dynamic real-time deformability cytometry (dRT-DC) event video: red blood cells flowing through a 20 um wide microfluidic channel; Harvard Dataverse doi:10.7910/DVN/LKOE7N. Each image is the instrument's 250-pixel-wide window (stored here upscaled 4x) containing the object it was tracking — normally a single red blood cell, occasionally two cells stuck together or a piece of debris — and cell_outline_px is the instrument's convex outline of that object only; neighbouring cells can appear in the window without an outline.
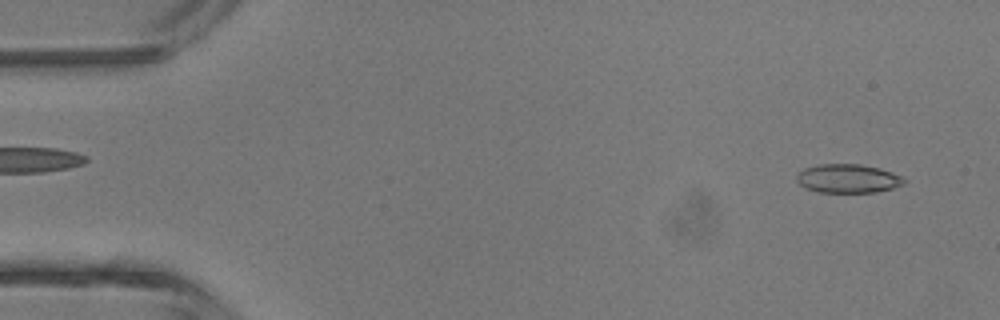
{"species": "common noctule bat (a hibernating species)", "species_latin": "Nyctalus noctula", "temperature_condition": "room temperature", "stored_images_in_passage": 44, "camera_frame_rate_fps": 3000, "um_per_image_px": 0.085, "animal": {"sex": "male", "body_mass_g": 13.3}, "frame": {"image": 1, "passage_image": 2, "time_ms": 0.333, "image_size_px": [1000, 320], "cell_outline_px": [[908, 180], [904, 184], [892, 188], [876, 192], [820, 192], [808, 188], [800, 184], [796, 180], [796, 176], [804, 168], [820, 164], [860, 164], [880, 168], [892, 172]], "centroid_in_image_um": [72.11, 15.17], "position_along_channel_um": 12.9, "area_um2": 17.92}}
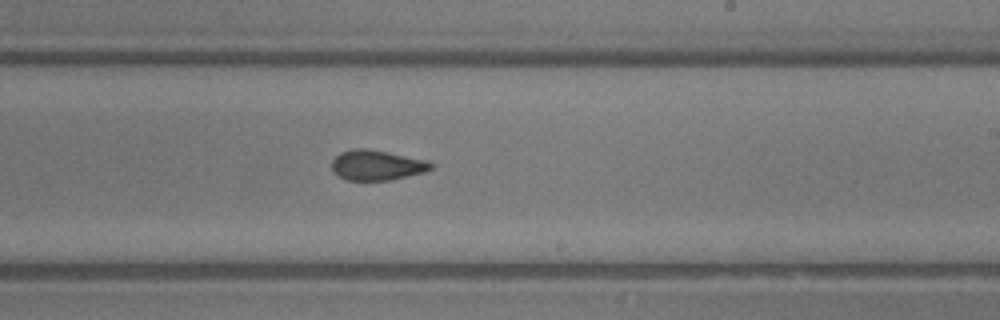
{"frame": {"image": 2, "passage_image": 26, "time_ms": 8.333, "image_size_px": [1000, 320], "cell_outline_px": [[432, 168], [424, 172], [392, 180], [344, 180], [332, 172], [332, 160], [340, 152], [352, 148], [368, 148], [428, 160], [432, 164]], "centroid_in_image_um": [31.99, 14.03], "position_along_channel_um": 257.0, "area_um2": 17.63}}
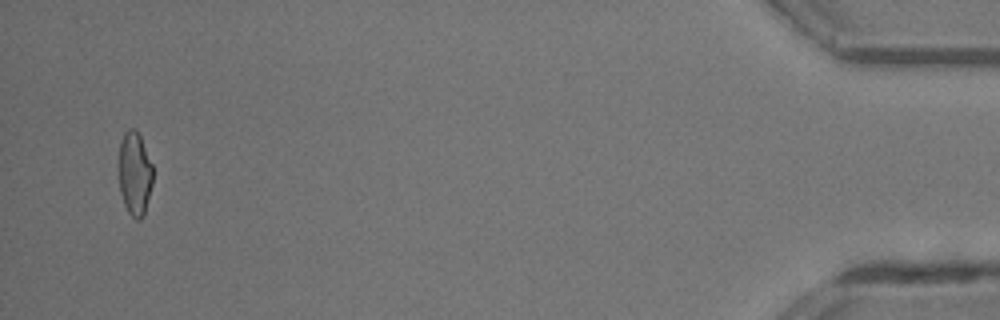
{"frame": {"image": 3, "passage_image": 43, "time_ms": 14.0, "image_size_px": [1000, 320], "cell_outline_px": [[152, 184], [144, 216], [140, 220], [136, 220], [128, 212], [124, 204], [120, 192], [120, 144], [124, 132], [128, 128], [136, 128], [140, 136], [152, 164]], "centroid_in_image_um": [11.46, 14.77], "position_along_channel_um": 423.7, "area_um2": 16.47}, "authors_computed_cell_mechanics": {"area_um2": 17.629, "velocity_mm_per_s": 4.5131, "shape_relaxation_time_tau1_ms": 8.2974, "shape_relaxation_time_tau2_ms": 1.3654, "deformation_change_tau1": 0.2321, "deformation_change_tau2": 0.0931}}